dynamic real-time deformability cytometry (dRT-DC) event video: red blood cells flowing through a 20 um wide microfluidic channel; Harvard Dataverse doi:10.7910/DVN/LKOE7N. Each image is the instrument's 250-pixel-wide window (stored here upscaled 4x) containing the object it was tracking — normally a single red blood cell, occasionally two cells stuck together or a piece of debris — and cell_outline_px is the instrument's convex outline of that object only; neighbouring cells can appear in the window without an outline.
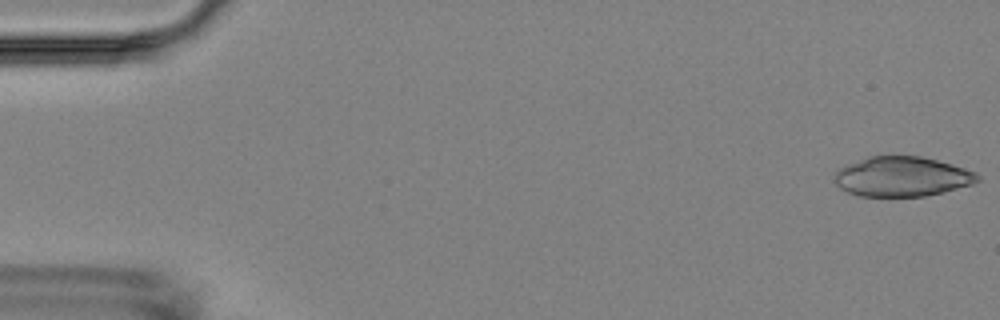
{"species": "Egyptian fruit bat (a non-hibernating species)", "species_latin": "Rousettus aegyptiacus", "temperature_condition": "room temperature", "stored_images_in_passage": 6, "camera_frame_rate_fps": 3000, "um_per_image_px": 0.085, "animal": {"sex": "female"}, "frame": {"image": 1, "passage_image": 1, "time_ms": 0.0, "image_size_px": [1000, 320], "cell_outline_px": [[980, 180], [972, 184], [924, 196], [860, 196], [848, 192], [840, 188], [836, 184], [836, 172], [840, 168], [848, 164], [868, 156], [920, 156], [952, 164], [976, 172], [980, 176]], "centroid_in_image_um": [76.68, 15.0], "position_along_channel_um": 8.3, "area_um2": 32.83}}